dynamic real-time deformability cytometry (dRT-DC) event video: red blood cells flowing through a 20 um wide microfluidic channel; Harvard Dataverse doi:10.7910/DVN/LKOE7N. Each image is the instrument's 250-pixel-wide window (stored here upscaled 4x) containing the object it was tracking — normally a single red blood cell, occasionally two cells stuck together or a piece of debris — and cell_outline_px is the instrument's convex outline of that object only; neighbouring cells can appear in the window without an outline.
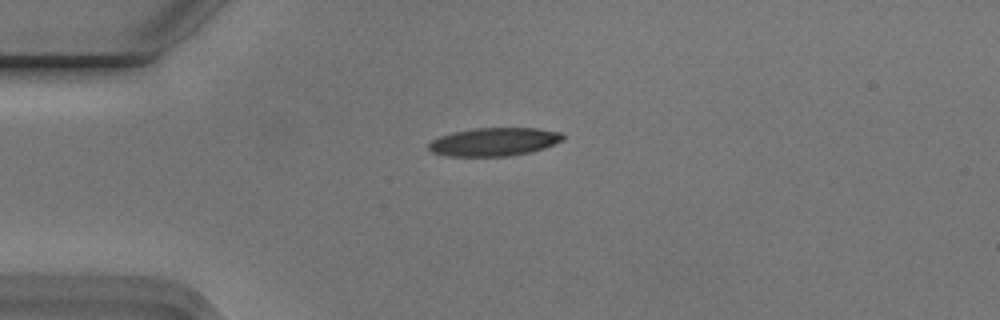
{"species": "Egyptian fruit bat (a non-hibernating species)", "species_latin": "Rousettus aegyptiacus", "temperature_condition": "cold", "stored_images_in_passage": 2, "camera_frame_rate_fps": 3000, "um_per_image_px": 0.085, "animal": {"sex": "male"}, "frame": {"image": 1, "passage_image": 1, "time_ms": 0.0, "image_size_px": [1000, 320], "cell_outline_px": [[564, 140], [544, 148], [528, 152], [508, 156], [448, 156], [432, 152], [428, 148], [428, 144], [432, 140], [440, 136], [452, 132], [472, 128], [536, 128], [560, 132], [564, 136]], "centroid_in_image_um": [41.99, 12.05], "position_along_channel_um": 43.0, "area_um2": 22.08}}